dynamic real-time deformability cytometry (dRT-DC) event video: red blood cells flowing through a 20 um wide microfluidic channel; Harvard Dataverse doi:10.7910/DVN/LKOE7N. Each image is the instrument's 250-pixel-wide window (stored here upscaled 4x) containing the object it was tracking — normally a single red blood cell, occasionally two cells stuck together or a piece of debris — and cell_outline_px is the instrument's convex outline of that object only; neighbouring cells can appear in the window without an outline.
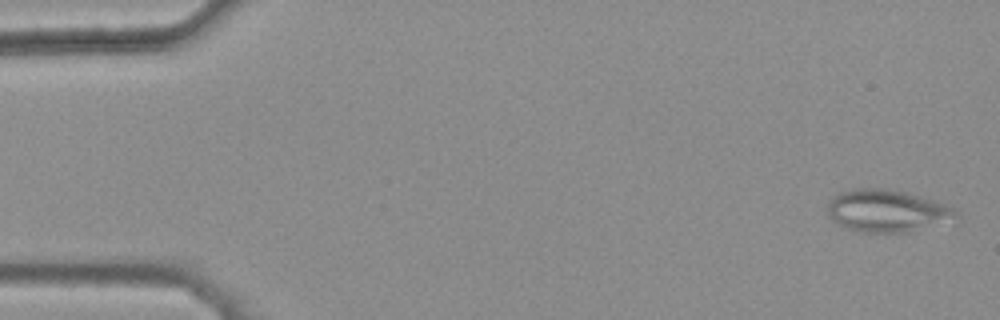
{"species": "common noctule bat (a hibernating species)", "species_latin": "Nyctalus noctula", "temperature_condition": "warm", "stored_images_in_passage": 11, "camera_frame_rate_fps": 3000, "um_per_image_px": 0.085, "animal": {"sex": "female", "body_mass_g": 25.1}, "frame": {"image": 1, "passage_image": 2, "time_ms": 0.333, "image_size_px": [1000, 320], "cell_outline_px": [[960, 216], [912, 232], [860, 232], [848, 228], [832, 220], [828, 216], [828, 200], [832, 196], [840, 192], [856, 188], [880, 188], [908, 192], [956, 208], [960, 212]], "centroid_in_image_um": [75.38, 17.91], "position_along_channel_um": 9.6, "area_um2": 31.62}}